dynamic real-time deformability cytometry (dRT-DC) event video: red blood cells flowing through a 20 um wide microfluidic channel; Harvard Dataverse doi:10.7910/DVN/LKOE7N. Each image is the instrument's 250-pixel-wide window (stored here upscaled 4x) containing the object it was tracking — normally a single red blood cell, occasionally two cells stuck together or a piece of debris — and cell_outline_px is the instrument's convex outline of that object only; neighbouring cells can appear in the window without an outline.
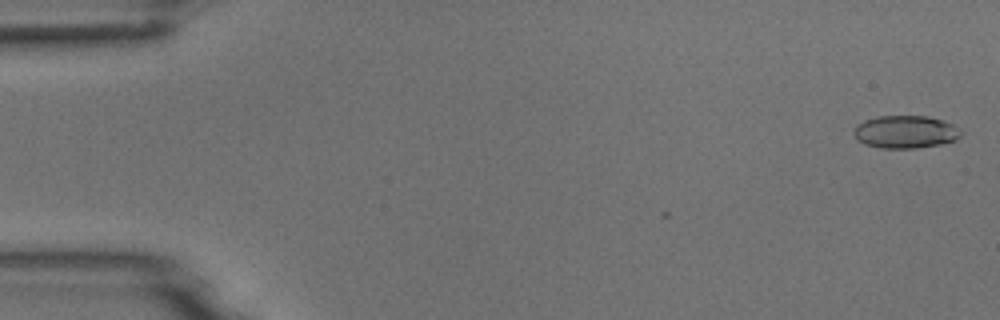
{"species": "common noctule bat (a hibernating species)", "species_latin": "Nyctalus noctula", "temperature_condition": "room temperature", "stored_images_in_passage": 5, "camera_frame_rate_fps": 3000, "um_per_image_px": 0.085, "animal": {"sex": "male", "body_mass_g": 18.8}, "frame": {"image": 1, "passage_image": 1, "time_ms": 0.0, "image_size_px": [1000, 320], "cell_outline_px": [[960, 136], [956, 140], [940, 144], [916, 148], [880, 148], [864, 144], [856, 140], [852, 132], [856, 124], [864, 120], [876, 116], [928, 116], [944, 120], [952, 124], [960, 132]], "centroid_in_image_um": [76.9, 11.21], "position_along_channel_um": 8.1, "area_um2": 20.58}}
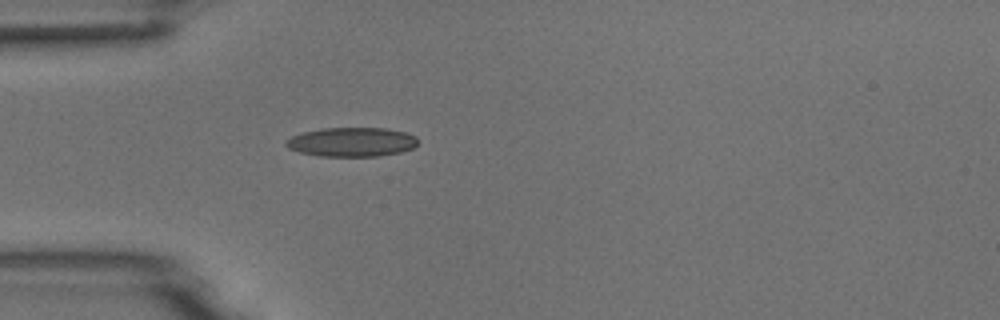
{"frame": {"image": 2, "passage_image": 5, "time_ms": 4.667, "image_size_px": [1000, 320], "cell_outline_px": [[416, 144], [412, 148], [400, 152], [380, 156], [320, 156], [300, 152], [288, 148], [284, 144], [284, 140], [300, 132], [320, 128], [384, 128], [404, 132], [416, 136]], "centroid_in_image_um": [29.83, 12.06], "position_along_channel_um": 55.2, "area_um2": 22.48}}